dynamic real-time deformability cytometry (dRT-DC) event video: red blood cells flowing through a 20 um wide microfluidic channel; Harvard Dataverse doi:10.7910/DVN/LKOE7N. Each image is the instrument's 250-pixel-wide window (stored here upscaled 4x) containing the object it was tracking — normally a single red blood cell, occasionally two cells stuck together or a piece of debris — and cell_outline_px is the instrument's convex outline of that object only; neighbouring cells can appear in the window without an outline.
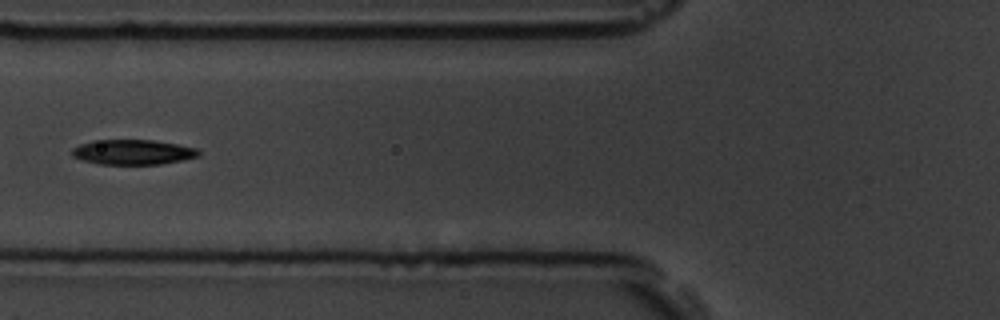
{"species": "common noctule bat (a hibernating species)", "species_latin": "Nyctalus noctula", "temperature_condition": "room temperature", "stored_images_in_passage": 6, "camera_frame_rate_fps": 3000, "um_per_image_px": 0.085, "animal": {"sex": "male", "body_mass_g": 19.5, "forearm_length_mm": 54.6}, "frame": {"image": 1, "passage_image": 6, "time_ms": 6.667, "image_size_px": [1000, 320], "cell_outline_px": [[200, 156], [160, 164], [100, 164], [84, 160], [72, 156], [72, 148], [80, 144], [92, 140], [152, 140], [176, 144], [196, 148], [200, 152]], "centroid_in_image_um": [11.28, 12.92], "position_along_channel_um": 114.5, "area_um2": 18.26}}